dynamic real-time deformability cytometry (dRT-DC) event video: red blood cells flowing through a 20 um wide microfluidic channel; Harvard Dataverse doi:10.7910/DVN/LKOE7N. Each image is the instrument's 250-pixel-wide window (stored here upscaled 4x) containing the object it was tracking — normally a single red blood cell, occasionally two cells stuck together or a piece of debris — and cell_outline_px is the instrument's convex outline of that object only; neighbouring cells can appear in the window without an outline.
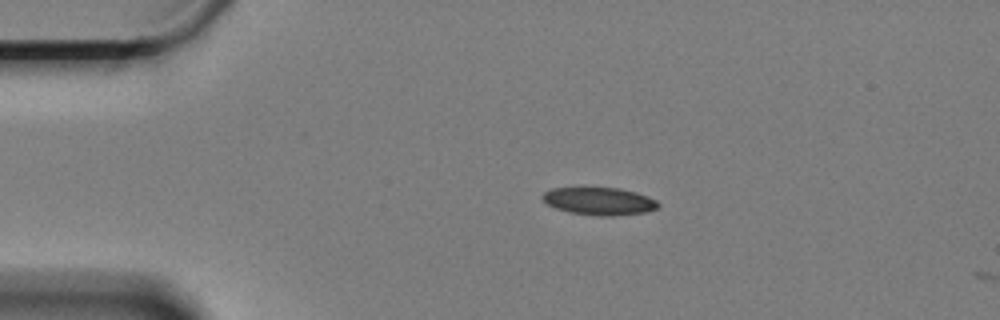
{"species": "Egyptian fruit bat (a non-hibernating species)", "species_latin": "Rousettus aegyptiacus", "temperature_condition": "cold", "stored_images_in_passage": 13, "camera_frame_rate_fps": 3000, "um_per_image_px": 0.085, "animal": {"sex": "female"}, "frame": {"image": 1, "passage_image": 12, "time_ms": 3.667, "image_size_px": [1000, 320], "cell_outline_px": [[660, 208], [644, 212], [612, 216], [600, 216], [572, 212], [556, 208], [548, 204], [544, 200], [544, 192], [552, 188], [580, 184], [620, 188], [636, 192], [648, 196], [656, 200], [660, 204]], "centroid_in_image_um": [50.94, 17.03], "position_along_channel_um": 34.1, "area_um2": 19.36}}